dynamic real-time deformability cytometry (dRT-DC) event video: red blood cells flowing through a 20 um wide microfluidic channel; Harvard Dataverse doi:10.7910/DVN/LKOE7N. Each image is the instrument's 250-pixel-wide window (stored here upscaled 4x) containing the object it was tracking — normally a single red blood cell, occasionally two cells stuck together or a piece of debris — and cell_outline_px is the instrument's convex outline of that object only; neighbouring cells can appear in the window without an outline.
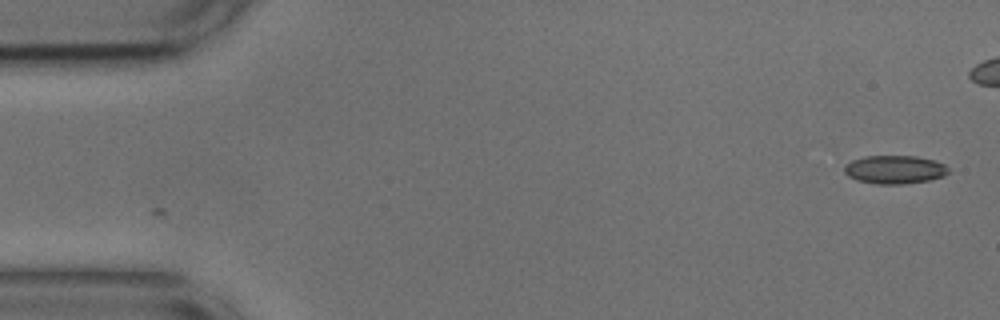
{"species": "common noctule bat (a hibernating species)", "species_latin": "Nyctalus noctula", "temperature_condition": "cold", "stored_images_in_passage": 45, "camera_frame_rate_fps": 3000, "um_per_image_px": 0.085, "animal": {"sex": "male", "body_mass_g": 17.9, "forearm_length_mm": 54.2}, "frame": {"image": 1, "passage_image": 1, "time_ms": 0.0, "image_size_px": [1000, 320], "cell_outline_px": [[948, 172], [944, 176], [928, 180], [904, 184], [876, 184], [856, 180], [848, 176], [844, 172], [844, 164], [852, 160], [864, 156], [916, 156], [936, 160], [944, 164], [948, 168]], "centroid_in_image_um": [76.03, 14.41], "position_along_channel_um": 9.0, "area_um2": 17.34}}
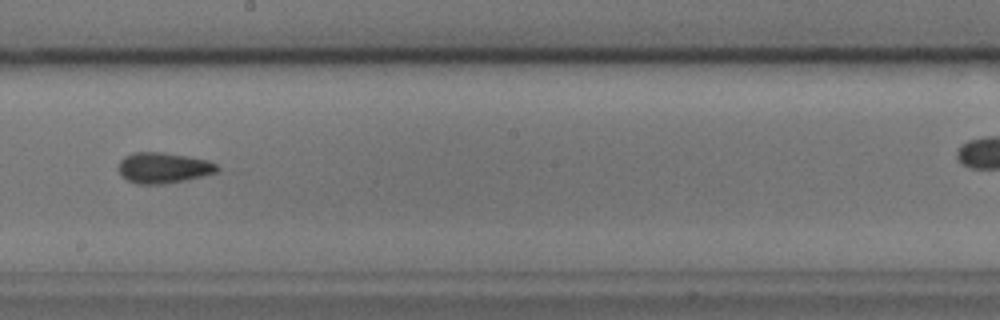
{"frame": {"image": 2, "passage_image": 29, "time_ms": 9.333, "image_size_px": [1000, 320], "cell_outline_px": [[220, 168], [216, 172], [184, 180], [160, 184], [136, 184], [128, 180], [120, 172], [120, 160], [124, 156], [132, 152], [160, 152], [188, 156], [208, 160], [216, 164]], "centroid_in_image_um": [13.89, 14.25], "position_along_channel_um": 234.3, "area_um2": 17.4}}
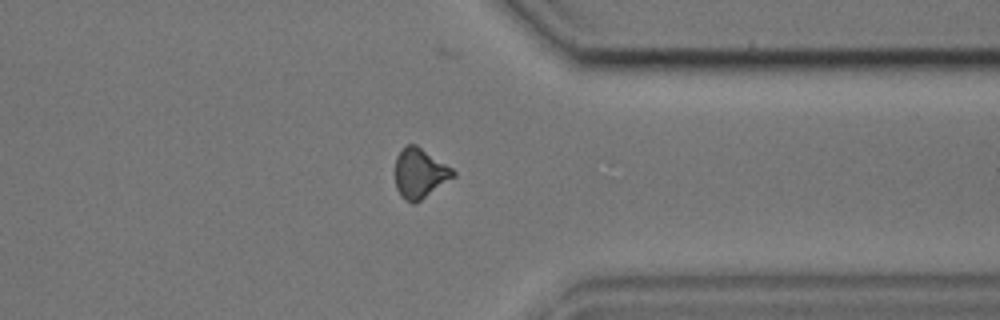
{"frame": {"image": 3, "passage_image": 41, "time_ms": 13.333, "image_size_px": [1000, 320], "cell_outline_px": [[456, 176], [416, 204], [412, 204], [404, 200], [400, 196], [396, 188], [392, 172], [396, 156], [408, 144], [416, 144], [452, 168], [456, 172]], "centroid_in_image_um": [35.64, 14.76], "position_along_channel_um": 375.8, "area_um2": 17.4}}